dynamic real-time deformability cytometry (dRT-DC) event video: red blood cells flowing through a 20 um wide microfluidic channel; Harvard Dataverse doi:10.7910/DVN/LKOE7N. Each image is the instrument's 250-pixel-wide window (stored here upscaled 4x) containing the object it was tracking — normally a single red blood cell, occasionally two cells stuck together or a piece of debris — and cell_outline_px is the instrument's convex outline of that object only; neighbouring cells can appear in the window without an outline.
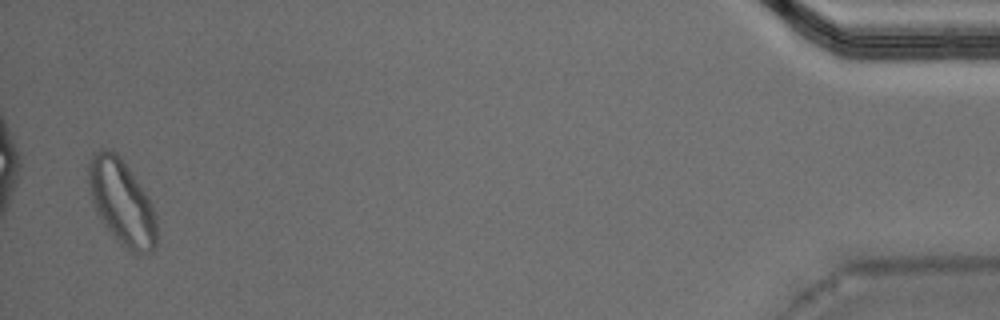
{"species": "Egyptian fruit bat (a non-hibernating species)", "species_latin": "Rousettus aegyptiacus", "temperature_condition": "warm", "stored_images_in_passage": 50, "segment_of_instrument_passage": [2, 2], "camera_frame_rate_fps": 3000, "um_per_image_px": 0.085, "animal": {"sex": "male"}, "frame": {"image": 1, "passage_image": 49, "time_ms": 16.0, "image_size_px": [1000, 320], "cell_outline_px": [[156, 248], [152, 252], [140, 256], [136, 256], [120, 244], [116, 240], [104, 224], [96, 212], [92, 200], [88, 184], [88, 164], [92, 152], [100, 148], [112, 148], [116, 152], [140, 184], [152, 204], [156, 216]], "centroid_in_image_um": [10.35, 17.21], "position_along_channel_um": 424.9, "area_um2": 34.33}}